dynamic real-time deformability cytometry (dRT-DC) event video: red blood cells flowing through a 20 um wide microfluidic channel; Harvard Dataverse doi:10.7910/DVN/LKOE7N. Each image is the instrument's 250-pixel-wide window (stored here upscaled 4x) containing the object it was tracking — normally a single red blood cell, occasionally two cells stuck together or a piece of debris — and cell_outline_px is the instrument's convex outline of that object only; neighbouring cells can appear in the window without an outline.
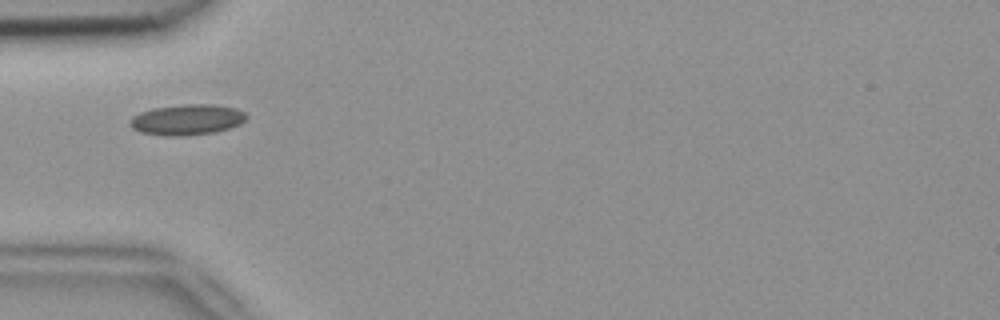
{"species": "common noctule bat (a hibernating species)", "species_latin": "Nyctalus noctula", "temperature_condition": "room temperature", "stored_images_in_passage": 4, "camera_frame_rate_fps": 3000, "um_per_image_px": 0.085, "animal": {"sex": "female", "body_mass_g": 18.4}, "frame": {"image": 1, "passage_image": 1, "time_ms": 0.0, "image_size_px": [1000, 320], "cell_outline_px": [[248, 116], [240, 124], [228, 128], [212, 132], [180, 136], [164, 136], [140, 132], [132, 128], [128, 124], [128, 120], [132, 116], [140, 112], [152, 108], [184, 104], [212, 104], [236, 108], [244, 112]], "centroid_in_image_um": [15.84, 10.16], "position_along_channel_um": 69.2, "area_um2": 20.87}}
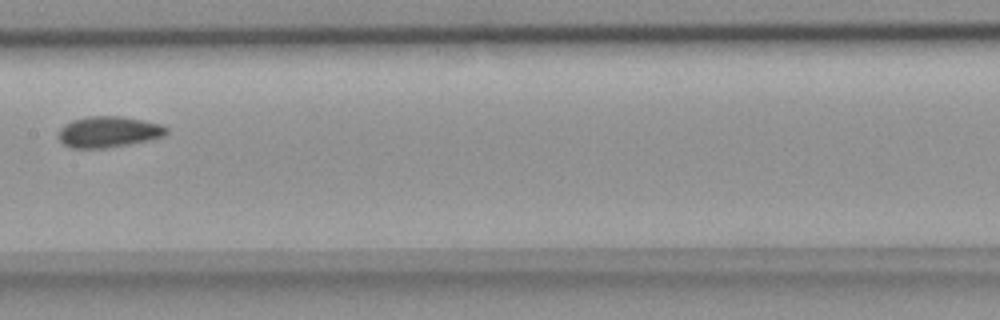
{"frame": {"image": 2, "passage_image": 4, "time_ms": 1.0, "image_size_px": [1000, 320], "cell_outline_px": [[168, 132], [164, 136], [148, 140], [128, 144], [104, 148], [72, 148], [64, 144], [60, 140], [60, 128], [64, 124], [72, 120], [84, 116], [120, 116], [160, 124], [168, 128]], "centroid_in_image_um": [9.21, 11.2], "position_along_channel_um": 198.2, "area_um2": 19.36}}